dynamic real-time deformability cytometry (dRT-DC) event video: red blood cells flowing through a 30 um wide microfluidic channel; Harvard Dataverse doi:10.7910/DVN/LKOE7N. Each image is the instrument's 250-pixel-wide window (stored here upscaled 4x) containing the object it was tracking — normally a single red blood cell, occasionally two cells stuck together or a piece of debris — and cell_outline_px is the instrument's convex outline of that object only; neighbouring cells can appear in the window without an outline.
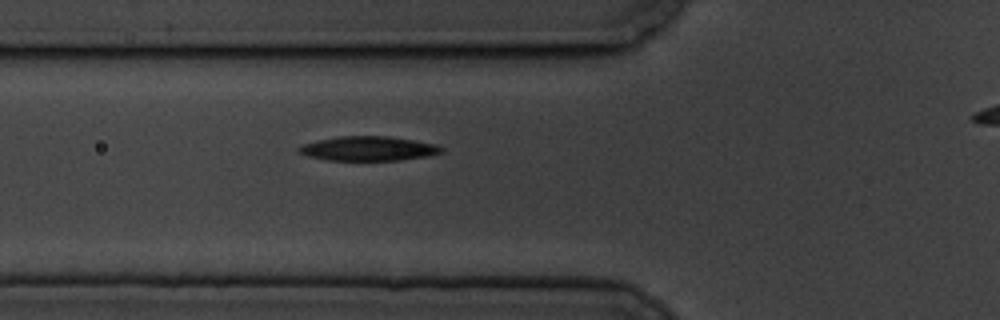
{"species": "common noctule bat (a hibernating species)", "species_latin": "Nyctalus noctula", "temperature_condition": "cold", "stored_images_in_passage": 3, "camera_frame_rate_fps": 3000, "um_per_image_px": 0.085, "animal": {"sex": "male", "body_mass_g": 19.5, "forearm_length_mm": 54.6}, "frame": {"image": 1, "passage_image": 3, "time_ms": 2.333, "image_size_px": [1000, 320], "cell_outline_px": [[444, 152], [428, 156], [400, 160], [328, 160], [308, 156], [300, 152], [296, 148], [300, 144], [340, 136], [388, 136], [436, 144], [444, 148]], "centroid_in_image_um": [31.32, 12.63], "position_along_channel_um": 94.5, "area_um2": 20.23}}